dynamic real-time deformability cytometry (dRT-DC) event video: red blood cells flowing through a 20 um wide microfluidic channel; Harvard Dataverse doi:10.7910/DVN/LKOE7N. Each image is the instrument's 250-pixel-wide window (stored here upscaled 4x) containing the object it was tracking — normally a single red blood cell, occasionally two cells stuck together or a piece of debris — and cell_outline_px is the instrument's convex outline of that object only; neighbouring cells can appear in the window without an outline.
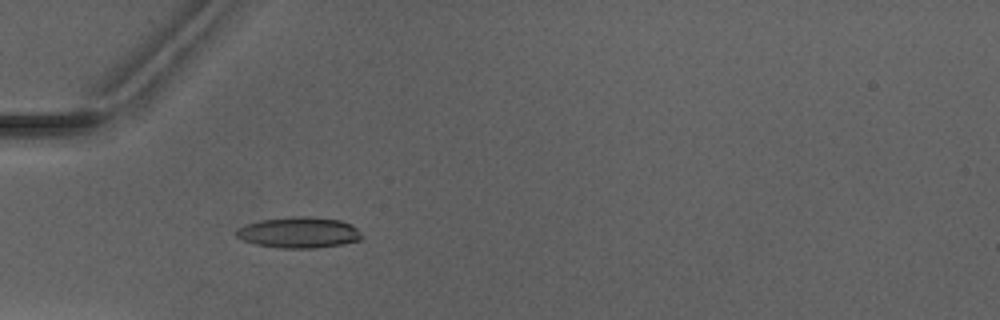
{"species": "Egyptian fruit bat (a non-hibernating species)", "species_latin": "Rousettus aegyptiacus", "temperature_condition": "warm", "stored_images_in_passage": 5, "camera_frame_rate_fps": 3000, "um_per_image_px": 0.085, "animal": {"sex": "male"}, "frame": {"image": 1, "passage_image": 3, "time_ms": 3.333, "image_size_px": [1000, 320], "cell_outline_px": [[364, 236], [360, 240], [340, 244], [312, 248], [280, 248], [256, 244], [244, 240], [236, 236], [236, 228], [244, 224], [260, 220], [292, 216], [304, 216], [340, 220], [352, 224]], "centroid_in_image_um": [25.39, 19.75], "position_along_channel_um": 59.6, "area_um2": 22.6}}
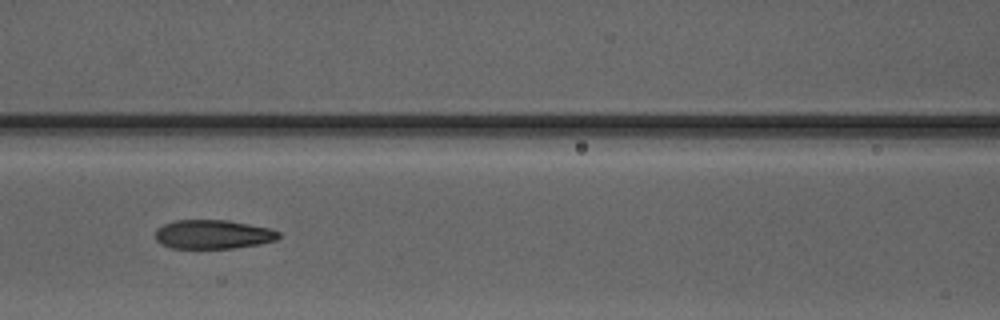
{"frame": {"image": 2, "passage_image": 5, "time_ms": 5.667, "image_size_px": [1000, 320], "cell_outline_px": [[280, 236], [276, 240], [260, 244], [232, 248], [172, 248], [160, 244], [156, 240], [156, 228], [164, 224], [176, 220], [228, 220], [272, 228], [280, 232]], "centroid_in_image_um": [18.12, 19.92], "position_along_channel_um": 148.5, "area_um2": 20.98}}